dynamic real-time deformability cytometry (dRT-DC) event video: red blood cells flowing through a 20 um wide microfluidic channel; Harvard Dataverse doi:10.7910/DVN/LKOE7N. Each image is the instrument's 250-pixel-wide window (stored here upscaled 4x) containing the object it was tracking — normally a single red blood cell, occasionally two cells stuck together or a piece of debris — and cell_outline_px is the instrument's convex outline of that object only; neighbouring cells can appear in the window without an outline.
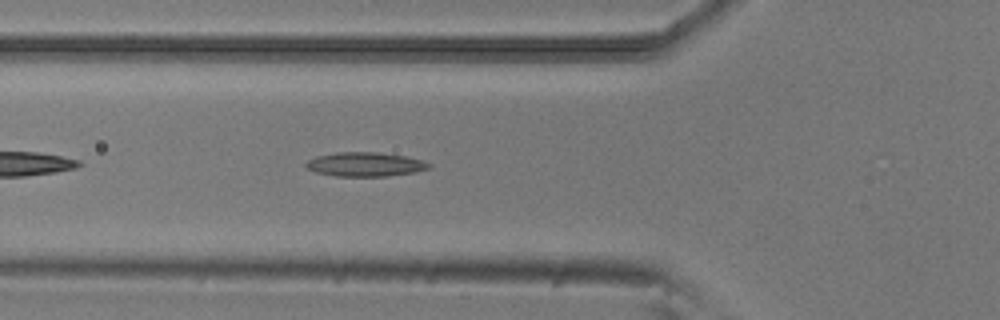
{"species": "common noctule bat (a hibernating species)", "species_latin": "Nyctalus noctula", "temperature_condition": "room temperature", "stored_images_in_passage": 39, "camera_frame_rate_fps": 3000, "um_per_image_px": 0.085, "animal": {"sex": "male", "body_mass_g": 20.5, "forearm_length_mm": 52.5}, "frame": {"image": 1, "passage_image": 6, "time_ms": 1.667, "image_size_px": [1000, 320], "cell_outline_px": [[432, 164], [428, 168], [416, 172], [388, 176], [336, 176], [316, 172], [308, 168], [304, 164], [308, 160], [316, 156], [336, 152], [380, 152], [404, 156], [420, 160]], "centroid_in_image_um": [31.02, 13.96], "position_along_channel_um": 94.8, "area_um2": 17.22}}
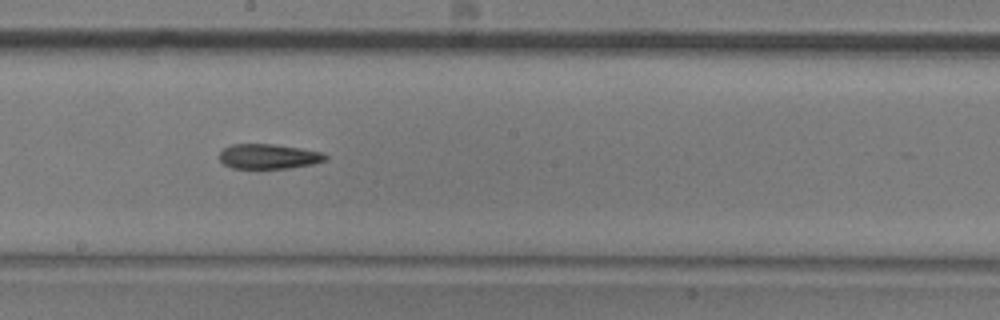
{"frame": {"image": 2, "passage_image": 16, "time_ms": 5.0, "image_size_px": [1000, 320], "cell_outline_px": [[328, 160], [312, 164], [288, 168], [232, 168], [224, 164], [220, 160], [220, 152], [224, 148], [232, 144], [272, 144], [300, 148], [320, 152], [328, 156]], "centroid_in_image_um": [22.83, 13.29], "position_along_channel_um": 225.4, "area_um2": 15.26}}
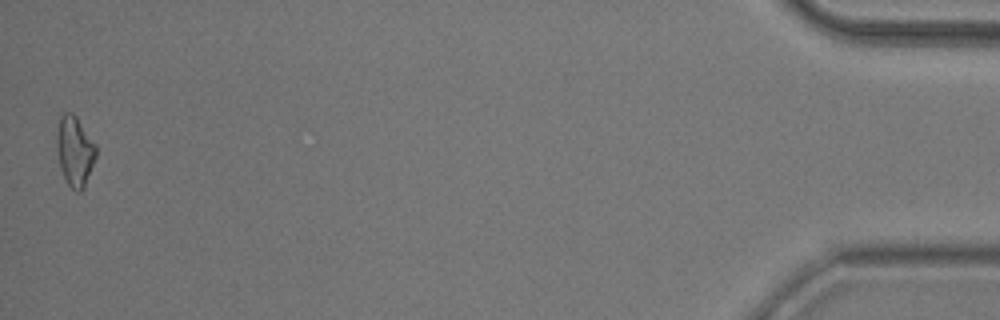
{"frame": {"image": 3, "passage_image": 39, "time_ms": 12.667, "image_size_px": [1000, 320], "cell_outline_px": [[96, 156], [84, 188], [80, 192], [76, 192], [68, 184], [60, 168], [56, 148], [56, 136], [60, 116], [64, 112], [72, 112], [76, 116], [96, 144]], "centroid_in_image_um": [6.35, 12.83], "position_along_channel_um": 428.9, "area_um2": 16.07}, "authors_computed_cell_mechanics": {"area_um2": 15.7216, "velocity_mm_per_s": 3.891, "shape_relaxation_time_tau1_ms": null, "shape_relaxation_time_tau2_ms": 9.0158, "deformation_change_tau1": null, "deformation_change_tau2": 0.2089}}